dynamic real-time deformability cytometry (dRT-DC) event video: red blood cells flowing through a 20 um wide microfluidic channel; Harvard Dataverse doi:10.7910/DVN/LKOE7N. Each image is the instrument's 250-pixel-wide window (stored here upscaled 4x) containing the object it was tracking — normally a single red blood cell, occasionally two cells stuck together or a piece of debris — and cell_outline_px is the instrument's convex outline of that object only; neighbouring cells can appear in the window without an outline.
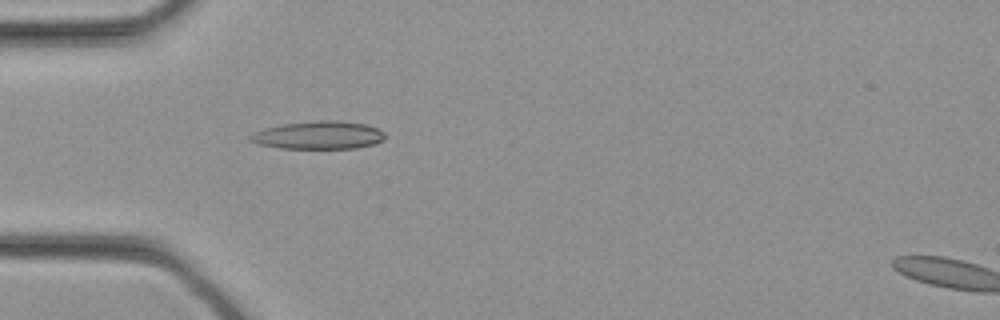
{"species": "common noctule bat (a hibernating species)", "species_latin": "Nyctalus noctula", "temperature_condition": "cold", "stored_images_in_passage": 11, "camera_frame_rate_fps": 3000, "um_per_image_px": 0.085, "animal": {"sex": "female", "body_mass_g": 21.9}, "frame": {"image": 1, "passage_image": 10, "time_ms": 3.0, "image_size_px": [1000, 320], "cell_outline_px": [[384, 140], [372, 144], [356, 148], [280, 148], [260, 144], [248, 140], [248, 136], [252, 132], [264, 128], [284, 124], [320, 120], [336, 120], [364, 124], [376, 128], [384, 132]], "centroid_in_image_um": [27.04, 11.49], "position_along_channel_um": 58.0, "area_um2": 21.79}}